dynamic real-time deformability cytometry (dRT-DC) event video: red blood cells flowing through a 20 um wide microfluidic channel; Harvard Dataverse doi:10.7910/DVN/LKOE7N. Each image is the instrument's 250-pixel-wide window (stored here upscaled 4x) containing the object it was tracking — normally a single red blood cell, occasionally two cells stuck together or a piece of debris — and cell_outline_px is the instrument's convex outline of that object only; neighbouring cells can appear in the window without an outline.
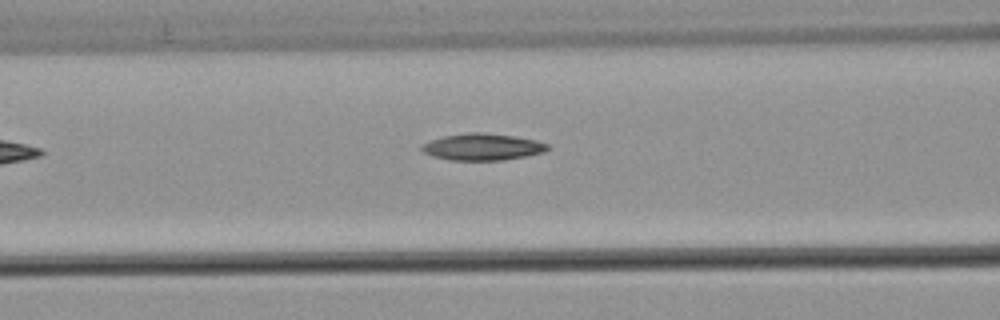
{"species": "common noctule bat (a hibernating species)", "species_latin": "Nyctalus noctula", "temperature_condition": "warm", "stored_images_in_passage": 6, "camera_frame_rate_fps": 3000, "um_per_image_px": 0.085, "animal": {"sex": "male", "body_mass_g": 21.5, "forearm_length_mm": 52.0}, "frame": {"image": 1, "passage_image": 3, "time_ms": 0.667, "image_size_px": [1000, 320], "cell_outline_px": [[548, 148], [544, 152], [528, 156], [504, 160], [448, 160], [432, 156], [424, 152], [420, 148], [420, 144], [444, 136], [468, 132], [480, 132], [516, 136], [536, 140], [548, 144]], "centroid_in_image_um": [41.01, 12.49], "position_along_channel_um": 125.6, "area_um2": 19.71}}